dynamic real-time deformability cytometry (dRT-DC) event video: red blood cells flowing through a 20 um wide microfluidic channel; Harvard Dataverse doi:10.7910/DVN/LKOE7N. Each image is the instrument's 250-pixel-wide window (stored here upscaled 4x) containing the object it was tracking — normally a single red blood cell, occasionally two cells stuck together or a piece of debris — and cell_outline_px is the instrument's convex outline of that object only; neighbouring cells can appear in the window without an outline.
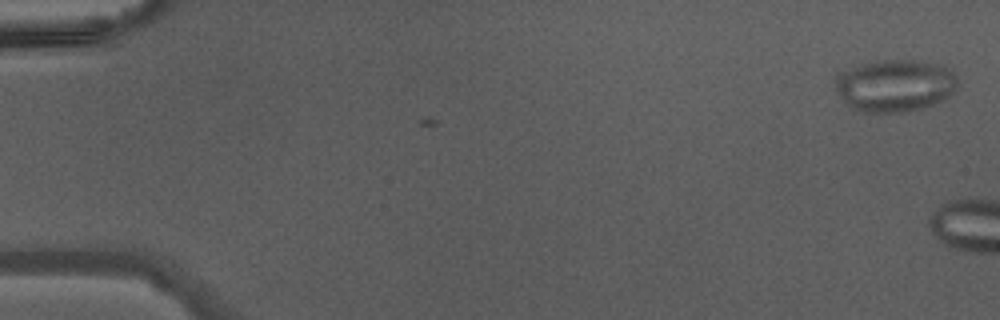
{"species": "Egyptian fruit bat (a non-hibernating species)", "species_latin": "Rousettus aegyptiacus", "temperature_condition": "warm", "stored_images_in_passage": 4, "camera_frame_rate_fps": 3000, "um_per_image_px": 0.085, "animal": {"sex": "male"}, "frame": {"image": 1, "passage_image": 1, "time_ms": 0.0, "image_size_px": [1000, 320], "cell_outline_px": [[956, 84], [952, 92], [944, 100], [924, 108], [904, 112], [864, 112], [852, 108], [848, 104], [836, 88], [840, 80], [848, 72], [860, 64], [876, 60], [912, 60], [944, 64], [956, 76]], "centroid_in_image_um": [76.19, 7.28], "position_along_channel_um": 8.8, "area_um2": 36.41}}